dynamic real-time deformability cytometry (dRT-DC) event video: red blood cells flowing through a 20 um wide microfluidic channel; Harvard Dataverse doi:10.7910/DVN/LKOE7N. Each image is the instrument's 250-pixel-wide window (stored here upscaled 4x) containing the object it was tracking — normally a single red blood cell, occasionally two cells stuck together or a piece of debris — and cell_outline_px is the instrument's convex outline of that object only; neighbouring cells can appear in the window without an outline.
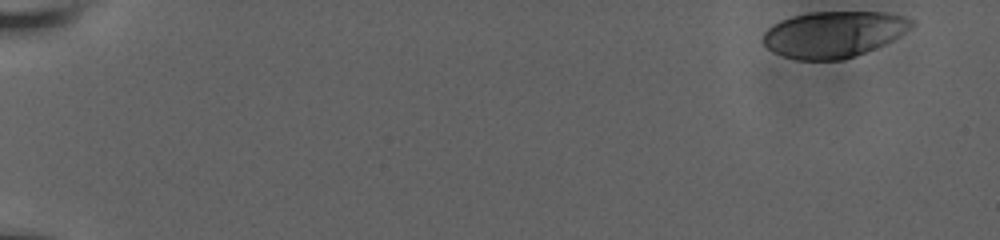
{"species": "human", "species_latin": "Homo sapiens", "temperature_condition": "room temperature", "stored_images_in_passage": 49, "camera_frame_rate_fps": 3000, "um_per_image_px": 0.085, "donor": {"sex": "male"}, "frame": {"image": 1, "passage_image": 1, "time_ms": 0.0, "image_size_px": [1000, 240], "cell_outline_px": [[916, 24], [900, 36], [884, 44], [864, 52], [840, 60], [796, 60], [772, 52], [760, 40], [764, 32], [772, 24], [780, 20], [792, 16], [808, 12], [884, 12], [904, 16], [916, 20]], "centroid_in_image_um": [70.84, 2.9], "position_along_channel_um": 14.2, "area_um2": 40.23}}
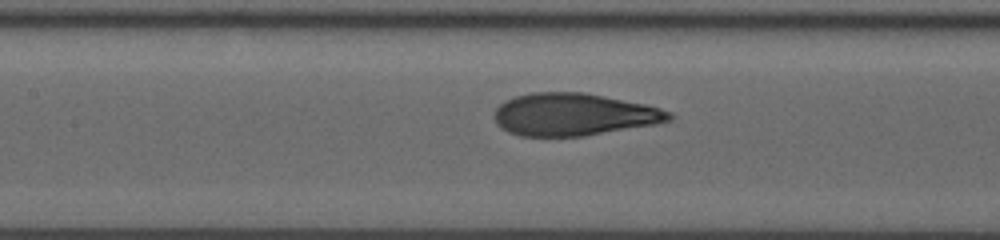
{"frame": {"image": 2, "passage_image": 27, "time_ms": 8.667, "image_size_px": [1000, 240], "cell_outline_px": [[672, 120], [656, 124], [584, 136], [520, 136], [508, 132], [500, 128], [496, 124], [492, 116], [496, 108], [504, 100], [516, 96], [532, 92], [584, 92], [644, 104], [660, 108], [672, 112]], "centroid_in_image_um": [48.73, 9.73], "position_along_channel_um": 158.7, "area_um2": 43.41}}
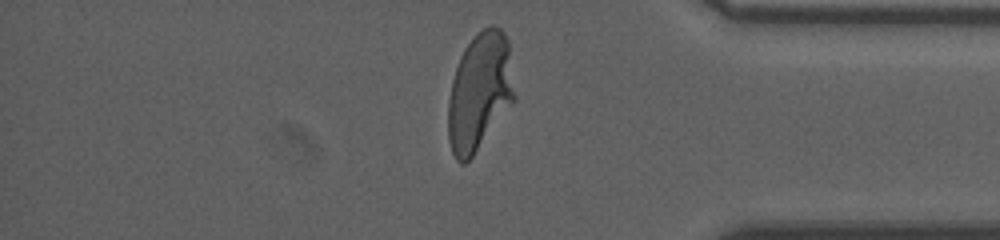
{"frame": {"image": 3, "passage_image": 47, "time_ms": 15.333, "image_size_px": [1000, 240], "cell_outline_px": [[516, 100], [472, 156], [464, 164], [460, 164], [456, 160], [452, 152], [448, 140], [448, 100], [452, 80], [460, 56], [464, 48], [484, 28], [492, 24], [496, 24], [504, 32], [508, 40], [516, 96]], "centroid_in_image_um": [40.78, 7.81], "position_along_channel_um": 394.4, "area_um2": 45.78}, "authors_computed_cell_mechanics": {"area_um2": 43.4078, "velocity_mm_per_s": 3.7739, "shape_relaxation_time_tau1_ms": 5.9761, "shape_relaxation_time_tau2_ms": null, "deformation_change_tau1": 0.2706, "deformation_change_tau2": null}}